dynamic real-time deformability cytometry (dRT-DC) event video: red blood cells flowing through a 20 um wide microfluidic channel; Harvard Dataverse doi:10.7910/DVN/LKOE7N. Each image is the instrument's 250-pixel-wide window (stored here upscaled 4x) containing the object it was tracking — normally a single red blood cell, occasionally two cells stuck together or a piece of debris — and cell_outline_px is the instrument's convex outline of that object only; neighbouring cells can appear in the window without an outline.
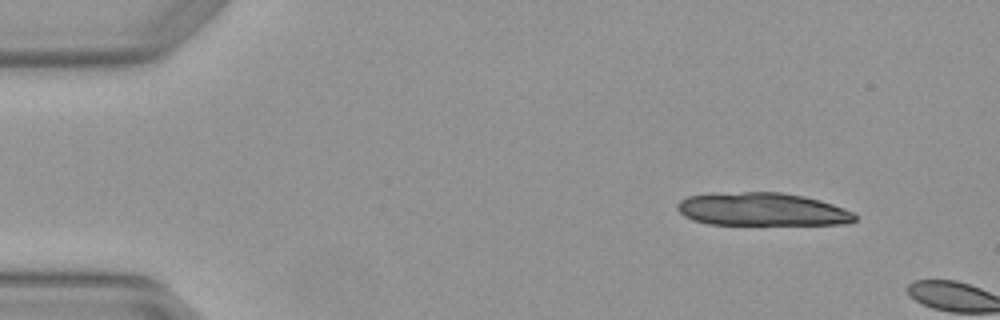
{"species": "Egyptian fruit bat (a non-hibernating species)", "species_latin": "Rousettus aegyptiacus", "temperature_condition": "warm", "stored_images_in_passage": 2, "camera_frame_rate_fps": 3000, "um_per_image_px": 0.085, "animal": {"sex": "female"}, "frame": {"image": 1, "passage_image": 1, "time_ms": 0.0, "image_size_px": [1000, 320], "cell_outline_px": [[856, 220], [844, 224], [708, 224], [692, 220], [684, 216], [676, 208], [676, 204], [680, 200], [688, 196], [712, 192], [780, 192], [804, 196], [820, 200], [844, 208], [852, 212], [856, 216]], "centroid_in_image_um": [64.72, 17.78], "position_along_channel_um": 20.3, "area_um2": 34.39}}